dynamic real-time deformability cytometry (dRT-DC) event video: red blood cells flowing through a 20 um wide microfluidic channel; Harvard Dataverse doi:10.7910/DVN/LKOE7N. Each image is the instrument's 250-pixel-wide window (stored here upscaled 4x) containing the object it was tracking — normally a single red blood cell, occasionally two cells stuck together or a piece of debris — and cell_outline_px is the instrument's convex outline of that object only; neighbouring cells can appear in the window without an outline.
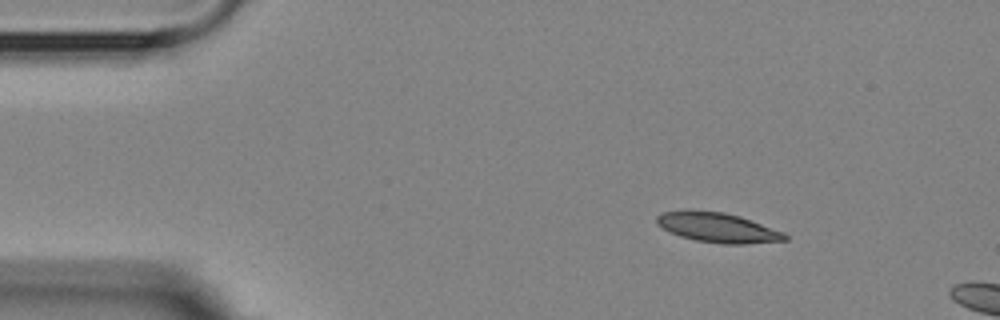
{"species": "Egyptian fruit bat (a non-hibernating species)", "species_latin": "Rousettus aegyptiacus", "temperature_condition": "room temperature", "stored_images_in_passage": 4, "camera_frame_rate_fps": 3000, "um_per_image_px": 0.085, "animal": {"sex": "female"}, "frame": {"image": 1, "passage_image": 1, "time_ms": 0.0, "image_size_px": [1000, 320], "cell_outline_px": [[788, 240], [744, 244], [720, 244], [696, 240], [680, 236], [656, 224], [656, 216], [664, 212], [688, 208], [692, 208], [724, 212], [740, 216], [784, 232], [788, 236]], "centroid_in_image_um": [60.99, 19.31], "position_along_channel_um": 24.0, "area_um2": 22.54}}